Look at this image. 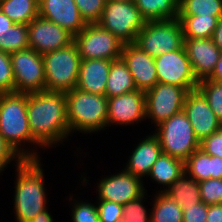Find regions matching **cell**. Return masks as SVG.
Returning <instances> with one entry per match:
<instances>
[{
	"mask_svg": "<svg viewBox=\"0 0 222 222\" xmlns=\"http://www.w3.org/2000/svg\"><path fill=\"white\" fill-rule=\"evenodd\" d=\"M165 193L181 207L201 202L199 183L185 173Z\"/></svg>",
	"mask_w": 222,
	"mask_h": 222,
	"instance_id": "obj_26",
	"label": "cell"
},
{
	"mask_svg": "<svg viewBox=\"0 0 222 222\" xmlns=\"http://www.w3.org/2000/svg\"><path fill=\"white\" fill-rule=\"evenodd\" d=\"M201 201L207 205L222 203V179H208L198 182Z\"/></svg>",
	"mask_w": 222,
	"mask_h": 222,
	"instance_id": "obj_35",
	"label": "cell"
},
{
	"mask_svg": "<svg viewBox=\"0 0 222 222\" xmlns=\"http://www.w3.org/2000/svg\"><path fill=\"white\" fill-rule=\"evenodd\" d=\"M222 16V0H179L178 16Z\"/></svg>",
	"mask_w": 222,
	"mask_h": 222,
	"instance_id": "obj_30",
	"label": "cell"
},
{
	"mask_svg": "<svg viewBox=\"0 0 222 222\" xmlns=\"http://www.w3.org/2000/svg\"><path fill=\"white\" fill-rule=\"evenodd\" d=\"M137 90L133 77L125 62L120 57L112 60L106 82L105 96L107 98L122 95Z\"/></svg>",
	"mask_w": 222,
	"mask_h": 222,
	"instance_id": "obj_23",
	"label": "cell"
},
{
	"mask_svg": "<svg viewBox=\"0 0 222 222\" xmlns=\"http://www.w3.org/2000/svg\"><path fill=\"white\" fill-rule=\"evenodd\" d=\"M145 21L178 19L179 0H134Z\"/></svg>",
	"mask_w": 222,
	"mask_h": 222,
	"instance_id": "obj_24",
	"label": "cell"
},
{
	"mask_svg": "<svg viewBox=\"0 0 222 222\" xmlns=\"http://www.w3.org/2000/svg\"><path fill=\"white\" fill-rule=\"evenodd\" d=\"M184 173L183 160L162 153L154 162L148 177L153 179L155 183L162 185L161 192H165Z\"/></svg>",
	"mask_w": 222,
	"mask_h": 222,
	"instance_id": "obj_22",
	"label": "cell"
},
{
	"mask_svg": "<svg viewBox=\"0 0 222 222\" xmlns=\"http://www.w3.org/2000/svg\"><path fill=\"white\" fill-rule=\"evenodd\" d=\"M30 222H54L52 215L48 212V209H44L38 213Z\"/></svg>",
	"mask_w": 222,
	"mask_h": 222,
	"instance_id": "obj_46",
	"label": "cell"
},
{
	"mask_svg": "<svg viewBox=\"0 0 222 222\" xmlns=\"http://www.w3.org/2000/svg\"><path fill=\"white\" fill-rule=\"evenodd\" d=\"M184 168L197 182L211 179V156L199 148L184 162Z\"/></svg>",
	"mask_w": 222,
	"mask_h": 222,
	"instance_id": "obj_31",
	"label": "cell"
},
{
	"mask_svg": "<svg viewBox=\"0 0 222 222\" xmlns=\"http://www.w3.org/2000/svg\"><path fill=\"white\" fill-rule=\"evenodd\" d=\"M15 93L45 90V71L42 54L30 47L10 54Z\"/></svg>",
	"mask_w": 222,
	"mask_h": 222,
	"instance_id": "obj_10",
	"label": "cell"
},
{
	"mask_svg": "<svg viewBox=\"0 0 222 222\" xmlns=\"http://www.w3.org/2000/svg\"><path fill=\"white\" fill-rule=\"evenodd\" d=\"M81 199H73V205L71 208V221L72 222H100L98 210L95 204L87 203L85 200L80 201Z\"/></svg>",
	"mask_w": 222,
	"mask_h": 222,
	"instance_id": "obj_34",
	"label": "cell"
},
{
	"mask_svg": "<svg viewBox=\"0 0 222 222\" xmlns=\"http://www.w3.org/2000/svg\"><path fill=\"white\" fill-rule=\"evenodd\" d=\"M183 29L179 19L166 21H146L138 32L134 44L151 57L183 47Z\"/></svg>",
	"mask_w": 222,
	"mask_h": 222,
	"instance_id": "obj_7",
	"label": "cell"
},
{
	"mask_svg": "<svg viewBox=\"0 0 222 222\" xmlns=\"http://www.w3.org/2000/svg\"><path fill=\"white\" fill-rule=\"evenodd\" d=\"M111 62L112 60L106 59L81 60L76 88L83 92L105 96Z\"/></svg>",
	"mask_w": 222,
	"mask_h": 222,
	"instance_id": "obj_21",
	"label": "cell"
},
{
	"mask_svg": "<svg viewBox=\"0 0 222 222\" xmlns=\"http://www.w3.org/2000/svg\"><path fill=\"white\" fill-rule=\"evenodd\" d=\"M145 191L137 199L131 200L123 205V214L120 222H151V212L148 213L145 206H143L146 198Z\"/></svg>",
	"mask_w": 222,
	"mask_h": 222,
	"instance_id": "obj_33",
	"label": "cell"
},
{
	"mask_svg": "<svg viewBox=\"0 0 222 222\" xmlns=\"http://www.w3.org/2000/svg\"><path fill=\"white\" fill-rule=\"evenodd\" d=\"M158 83L176 85L188 92L197 88L199 81L184 47L155 58Z\"/></svg>",
	"mask_w": 222,
	"mask_h": 222,
	"instance_id": "obj_12",
	"label": "cell"
},
{
	"mask_svg": "<svg viewBox=\"0 0 222 222\" xmlns=\"http://www.w3.org/2000/svg\"><path fill=\"white\" fill-rule=\"evenodd\" d=\"M215 45L222 51V16L218 19L217 26L212 35Z\"/></svg>",
	"mask_w": 222,
	"mask_h": 222,
	"instance_id": "obj_44",
	"label": "cell"
},
{
	"mask_svg": "<svg viewBox=\"0 0 222 222\" xmlns=\"http://www.w3.org/2000/svg\"><path fill=\"white\" fill-rule=\"evenodd\" d=\"M183 111L200 142L222 128V123L217 119L205 96L197 88L187 93Z\"/></svg>",
	"mask_w": 222,
	"mask_h": 222,
	"instance_id": "obj_16",
	"label": "cell"
},
{
	"mask_svg": "<svg viewBox=\"0 0 222 222\" xmlns=\"http://www.w3.org/2000/svg\"><path fill=\"white\" fill-rule=\"evenodd\" d=\"M206 222H222V203L209 205Z\"/></svg>",
	"mask_w": 222,
	"mask_h": 222,
	"instance_id": "obj_42",
	"label": "cell"
},
{
	"mask_svg": "<svg viewBox=\"0 0 222 222\" xmlns=\"http://www.w3.org/2000/svg\"><path fill=\"white\" fill-rule=\"evenodd\" d=\"M13 24L14 22L0 11V35L13 26Z\"/></svg>",
	"mask_w": 222,
	"mask_h": 222,
	"instance_id": "obj_47",
	"label": "cell"
},
{
	"mask_svg": "<svg viewBox=\"0 0 222 222\" xmlns=\"http://www.w3.org/2000/svg\"><path fill=\"white\" fill-rule=\"evenodd\" d=\"M28 25L16 24L0 35V50L11 54L29 48Z\"/></svg>",
	"mask_w": 222,
	"mask_h": 222,
	"instance_id": "obj_29",
	"label": "cell"
},
{
	"mask_svg": "<svg viewBox=\"0 0 222 222\" xmlns=\"http://www.w3.org/2000/svg\"><path fill=\"white\" fill-rule=\"evenodd\" d=\"M221 16H178L183 29V38H212Z\"/></svg>",
	"mask_w": 222,
	"mask_h": 222,
	"instance_id": "obj_27",
	"label": "cell"
},
{
	"mask_svg": "<svg viewBox=\"0 0 222 222\" xmlns=\"http://www.w3.org/2000/svg\"><path fill=\"white\" fill-rule=\"evenodd\" d=\"M65 94L47 90L28 93L29 129L33 139L44 149L60 145L69 138Z\"/></svg>",
	"mask_w": 222,
	"mask_h": 222,
	"instance_id": "obj_1",
	"label": "cell"
},
{
	"mask_svg": "<svg viewBox=\"0 0 222 222\" xmlns=\"http://www.w3.org/2000/svg\"><path fill=\"white\" fill-rule=\"evenodd\" d=\"M87 24L97 23L101 18L106 0H74Z\"/></svg>",
	"mask_w": 222,
	"mask_h": 222,
	"instance_id": "obj_36",
	"label": "cell"
},
{
	"mask_svg": "<svg viewBox=\"0 0 222 222\" xmlns=\"http://www.w3.org/2000/svg\"><path fill=\"white\" fill-rule=\"evenodd\" d=\"M15 92L10 54L0 50V93Z\"/></svg>",
	"mask_w": 222,
	"mask_h": 222,
	"instance_id": "obj_37",
	"label": "cell"
},
{
	"mask_svg": "<svg viewBox=\"0 0 222 222\" xmlns=\"http://www.w3.org/2000/svg\"><path fill=\"white\" fill-rule=\"evenodd\" d=\"M27 99L28 93H0V135L22 160L40 159L36 151L38 146L42 147L31 136ZM26 143L34 149H26L23 146Z\"/></svg>",
	"mask_w": 222,
	"mask_h": 222,
	"instance_id": "obj_2",
	"label": "cell"
},
{
	"mask_svg": "<svg viewBox=\"0 0 222 222\" xmlns=\"http://www.w3.org/2000/svg\"><path fill=\"white\" fill-rule=\"evenodd\" d=\"M108 99L107 127L134 125L146 120L145 92L135 90Z\"/></svg>",
	"mask_w": 222,
	"mask_h": 222,
	"instance_id": "obj_15",
	"label": "cell"
},
{
	"mask_svg": "<svg viewBox=\"0 0 222 222\" xmlns=\"http://www.w3.org/2000/svg\"><path fill=\"white\" fill-rule=\"evenodd\" d=\"M18 164L22 159L13 151L0 135V173L13 161Z\"/></svg>",
	"mask_w": 222,
	"mask_h": 222,
	"instance_id": "obj_41",
	"label": "cell"
},
{
	"mask_svg": "<svg viewBox=\"0 0 222 222\" xmlns=\"http://www.w3.org/2000/svg\"><path fill=\"white\" fill-rule=\"evenodd\" d=\"M0 11L16 24H29L39 15V0H0Z\"/></svg>",
	"mask_w": 222,
	"mask_h": 222,
	"instance_id": "obj_25",
	"label": "cell"
},
{
	"mask_svg": "<svg viewBox=\"0 0 222 222\" xmlns=\"http://www.w3.org/2000/svg\"><path fill=\"white\" fill-rule=\"evenodd\" d=\"M209 80L222 82V51L220 53L218 62L212 75L208 78Z\"/></svg>",
	"mask_w": 222,
	"mask_h": 222,
	"instance_id": "obj_45",
	"label": "cell"
},
{
	"mask_svg": "<svg viewBox=\"0 0 222 222\" xmlns=\"http://www.w3.org/2000/svg\"><path fill=\"white\" fill-rule=\"evenodd\" d=\"M113 1H134V0H113Z\"/></svg>",
	"mask_w": 222,
	"mask_h": 222,
	"instance_id": "obj_48",
	"label": "cell"
},
{
	"mask_svg": "<svg viewBox=\"0 0 222 222\" xmlns=\"http://www.w3.org/2000/svg\"><path fill=\"white\" fill-rule=\"evenodd\" d=\"M65 97L70 136L74 132L90 134L106 129L108 117L106 96L75 88L67 92Z\"/></svg>",
	"mask_w": 222,
	"mask_h": 222,
	"instance_id": "obj_4",
	"label": "cell"
},
{
	"mask_svg": "<svg viewBox=\"0 0 222 222\" xmlns=\"http://www.w3.org/2000/svg\"><path fill=\"white\" fill-rule=\"evenodd\" d=\"M200 149L210 156L222 158V128L200 142Z\"/></svg>",
	"mask_w": 222,
	"mask_h": 222,
	"instance_id": "obj_40",
	"label": "cell"
},
{
	"mask_svg": "<svg viewBox=\"0 0 222 222\" xmlns=\"http://www.w3.org/2000/svg\"><path fill=\"white\" fill-rule=\"evenodd\" d=\"M183 47L197 80L209 78L215 70L221 53L212 38H184Z\"/></svg>",
	"mask_w": 222,
	"mask_h": 222,
	"instance_id": "obj_18",
	"label": "cell"
},
{
	"mask_svg": "<svg viewBox=\"0 0 222 222\" xmlns=\"http://www.w3.org/2000/svg\"><path fill=\"white\" fill-rule=\"evenodd\" d=\"M211 178L222 179V158L211 156Z\"/></svg>",
	"mask_w": 222,
	"mask_h": 222,
	"instance_id": "obj_43",
	"label": "cell"
},
{
	"mask_svg": "<svg viewBox=\"0 0 222 222\" xmlns=\"http://www.w3.org/2000/svg\"><path fill=\"white\" fill-rule=\"evenodd\" d=\"M39 16L56 23L73 36L87 25L74 0H39Z\"/></svg>",
	"mask_w": 222,
	"mask_h": 222,
	"instance_id": "obj_19",
	"label": "cell"
},
{
	"mask_svg": "<svg viewBox=\"0 0 222 222\" xmlns=\"http://www.w3.org/2000/svg\"><path fill=\"white\" fill-rule=\"evenodd\" d=\"M121 58L129 69L136 88L146 92L158 84L155 58L134 43L123 44Z\"/></svg>",
	"mask_w": 222,
	"mask_h": 222,
	"instance_id": "obj_17",
	"label": "cell"
},
{
	"mask_svg": "<svg viewBox=\"0 0 222 222\" xmlns=\"http://www.w3.org/2000/svg\"><path fill=\"white\" fill-rule=\"evenodd\" d=\"M208 207L202 201L194 205H184L183 222H206Z\"/></svg>",
	"mask_w": 222,
	"mask_h": 222,
	"instance_id": "obj_39",
	"label": "cell"
},
{
	"mask_svg": "<svg viewBox=\"0 0 222 222\" xmlns=\"http://www.w3.org/2000/svg\"><path fill=\"white\" fill-rule=\"evenodd\" d=\"M136 144L135 149L129 155L125 170L134 176L140 177L142 180L144 176L150 174L154 162L162 154V148L158 137L151 132Z\"/></svg>",
	"mask_w": 222,
	"mask_h": 222,
	"instance_id": "obj_20",
	"label": "cell"
},
{
	"mask_svg": "<svg viewBox=\"0 0 222 222\" xmlns=\"http://www.w3.org/2000/svg\"><path fill=\"white\" fill-rule=\"evenodd\" d=\"M155 128L153 132L158 137L164 154L185 162L200 148V141L183 110Z\"/></svg>",
	"mask_w": 222,
	"mask_h": 222,
	"instance_id": "obj_6",
	"label": "cell"
},
{
	"mask_svg": "<svg viewBox=\"0 0 222 222\" xmlns=\"http://www.w3.org/2000/svg\"><path fill=\"white\" fill-rule=\"evenodd\" d=\"M121 171L103 177L98 181L99 183L96 186V191L98 192L97 200H107L125 205L147 191L140 177L134 176L125 169Z\"/></svg>",
	"mask_w": 222,
	"mask_h": 222,
	"instance_id": "obj_13",
	"label": "cell"
},
{
	"mask_svg": "<svg viewBox=\"0 0 222 222\" xmlns=\"http://www.w3.org/2000/svg\"><path fill=\"white\" fill-rule=\"evenodd\" d=\"M28 37L30 48L42 55L74 41V36L66 29L39 15L28 24Z\"/></svg>",
	"mask_w": 222,
	"mask_h": 222,
	"instance_id": "obj_14",
	"label": "cell"
},
{
	"mask_svg": "<svg viewBox=\"0 0 222 222\" xmlns=\"http://www.w3.org/2000/svg\"><path fill=\"white\" fill-rule=\"evenodd\" d=\"M42 56L45 90L67 93L77 87L81 57L74 41L64 48Z\"/></svg>",
	"mask_w": 222,
	"mask_h": 222,
	"instance_id": "obj_5",
	"label": "cell"
},
{
	"mask_svg": "<svg viewBox=\"0 0 222 222\" xmlns=\"http://www.w3.org/2000/svg\"><path fill=\"white\" fill-rule=\"evenodd\" d=\"M151 208V222H183V209L165 192L157 191Z\"/></svg>",
	"mask_w": 222,
	"mask_h": 222,
	"instance_id": "obj_28",
	"label": "cell"
},
{
	"mask_svg": "<svg viewBox=\"0 0 222 222\" xmlns=\"http://www.w3.org/2000/svg\"><path fill=\"white\" fill-rule=\"evenodd\" d=\"M197 89L205 96L217 119L222 123V82L206 78L199 81Z\"/></svg>",
	"mask_w": 222,
	"mask_h": 222,
	"instance_id": "obj_32",
	"label": "cell"
},
{
	"mask_svg": "<svg viewBox=\"0 0 222 222\" xmlns=\"http://www.w3.org/2000/svg\"><path fill=\"white\" fill-rule=\"evenodd\" d=\"M145 22L134 1L106 0L97 24L126 44L134 43Z\"/></svg>",
	"mask_w": 222,
	"mask_h": 222,
	"instance_id": "obj_8",
	"label": "cell"
},
{
	"mask_svg": "<svg viewBox=\"0 0 222 222\" xmlns=\"http://www.w3.org/2000/svg\"><path fill=\"white\" fill-rule=\"evenodd\" d=\"M41 159H23L16 164L14 214L16 222H30L38 213L48 208L44 170Z\"/></svg>",
	"mask_w": 222,
	"mask_h": 222,
	"instance_id": "obj_3",
	"label": "cell"
},
{
	"mask_svg": "<svg viewBox=\"0 0 222 222\" xmlns=\"http://www.w3.org/2000/svg\"><path fill=\"white\" fill-rule=\"evenodd\" d=\"M81 60L106 59L121 57L123 42L97 23L87 24L74 36Z\"/></svg>",
	"mask_w": 222,
	"mask_h": 222,
	"instance_id": "obj_9",
	"label": "cell"
},
{
	"mask_svg": "<svg viewBox=\"0 0 222 222\" xmlns=\"http://www.w3.org/2000/svg\"><path fill=\"white\" fill-rule=\"evenodd\" d=\"M96 204L100 222H120L123 205L107 200H97Z\"/></svg>",
	"mask_w": 222,
	"mask_h": 222,
	"instance_id": "obj_38",
	"label": "cell"
},
{
	"mask_svg": "<svg viewBox=\"0 0 222 222\" xmlns=\"http://www.w3.org/2000/svg\"><path fill=\"white\" fill-rule=\"evenodd\" d=\"M188 91L185 88L158 83L145 92L146 119H151L154 127L183 110Z\"/></svg>",
	"mask_w": 222,
	"mask_h": 222,
	"instance_id": "obj_11",
	"label": "cell"
}]
</instances>
